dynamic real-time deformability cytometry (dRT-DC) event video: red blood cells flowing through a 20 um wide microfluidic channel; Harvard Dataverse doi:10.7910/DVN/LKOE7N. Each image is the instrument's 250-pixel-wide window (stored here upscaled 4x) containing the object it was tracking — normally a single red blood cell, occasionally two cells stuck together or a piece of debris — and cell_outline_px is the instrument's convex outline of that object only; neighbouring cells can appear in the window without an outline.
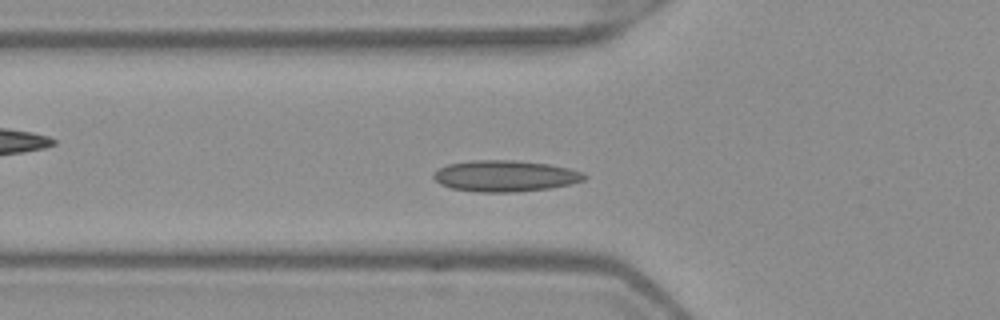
{"species": "Egyptian fruit bat (a non-hibernating species)", "species_latin": "Rousettus aegyptiacus", "temperature_condition": "warm", "stored_images_in_passage": 42, "camera_frame_rate_fps": 3000, "um_per_image_px": 0.085, "frame": {"image": 1, "passage_image": 8, "time_ms": 2.333, "image_size_px": [1000, 320], "cell_outline_px": [[588, 176], [584, 180], [572, 184], [548, 188], [516, 192], [476, 192], [452, 188], [440, 184], [432, 176], [440, 168], [448, 164], [472, 160], [512, 160], [548, 164], [568, 168], [584, 172]], "centroid_in_image_um": [42.97, 14.96], "position_along_channel_um": 82.8, "area_um2": 27.4}}
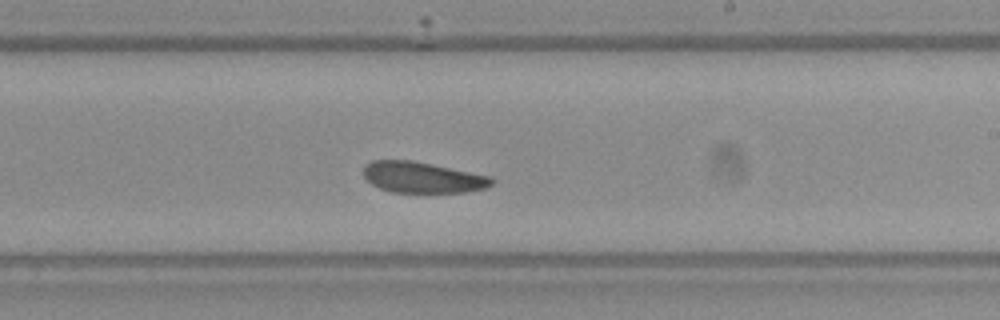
{"frame": {"image": 2, "passage_image": 21, "time_ms": 6.667, "image_size_px": [1000, 320], "cell_outline_px": [[496, 180], [492, 184], [484, 188], [468, 192], [392, 192], [380, 188], [372, 184], [364, 176], [364, 164], [372, 160], [412, 160], [492, 176]], "centroid_in_image_um": [35.93, 15.07], "position_along_channel_um": 253.1, "area_um2": 23.18}}
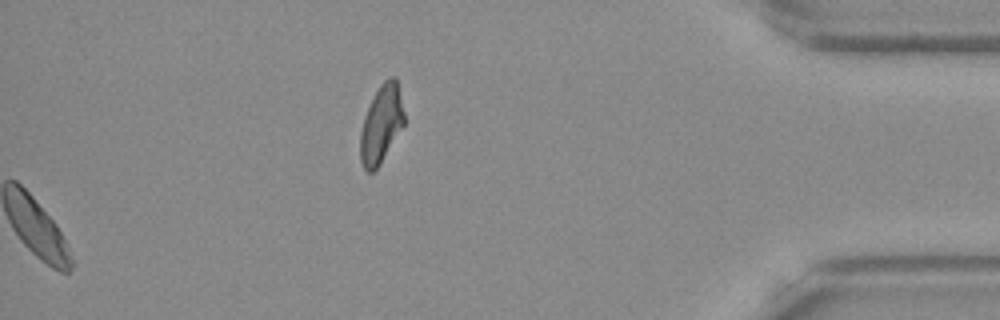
{"frame": {"image": 3, "passage_image": 42, "time_ms": 13.667, "image_size_px": [1000, 320], "cell_outline_px": [[404, 124], [380, 164], [372, 172], [368, 172], [364, 168], [360, 160], [360, 132], [364, 116], [380, 84], [388, 76], [396, 76], [404, 112]], "centroid_in_image_um": [32.4, 10.54], "position_along_channel_um": 402.8, "area_um2": 19.71}, "authors_computed_cell_mechanics": {"area_um2": 24.3627, "velocity_mm_per_s": 3.9163, "shape_relaxation_time_tau1_ms": null, "shape_relaxation_time_tau2_ms": 3.2794, "deformation_change_tau1": null, "deformation_change_tau2": 0.0544}}